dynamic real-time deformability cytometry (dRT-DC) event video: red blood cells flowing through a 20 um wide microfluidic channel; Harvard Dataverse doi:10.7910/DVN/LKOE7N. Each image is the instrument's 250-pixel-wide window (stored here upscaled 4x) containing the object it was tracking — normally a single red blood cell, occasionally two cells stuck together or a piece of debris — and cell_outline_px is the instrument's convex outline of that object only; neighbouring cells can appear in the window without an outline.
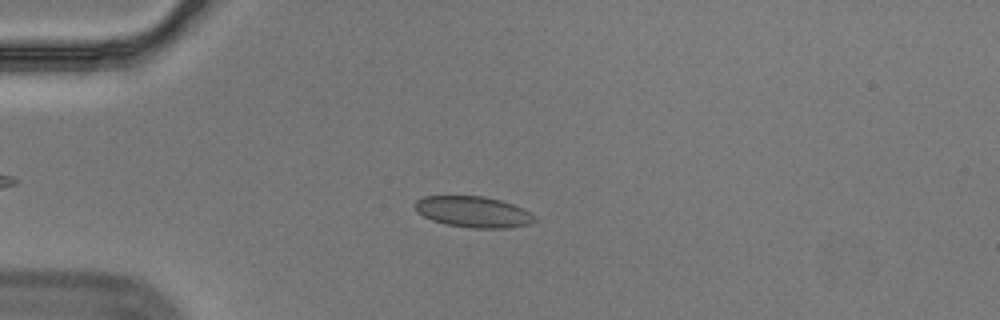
{"species": "Egyptian fruit bat (a non-hibernating species)", "species_latin": "Rousettus aegyptiacus", "temperature_condition": "cold", "stored_images_in_passage": 48, "camera_frame_rate_fps": 3000, "um_per_image_px": 0.085, "animal": {"sex": "male"}, "frame": {"image": 1, "passage_image": 11, "time_ms": 3.333, "image_size_px": [1000, 320], "cell_outline_px": [[536, 220], [532, 224], [508, 228], [472, 228], [448, 224], [432, 220], [416, 212], [412, 204], [416, 200], [424, 196], [484, 196], [500, 200], [524, 208], [532, 212], [536, 216]], "centroid_in_image_um": [40.25, 18.0], "position_along_channel_um": 44.8, "area_um2": 21.91}}
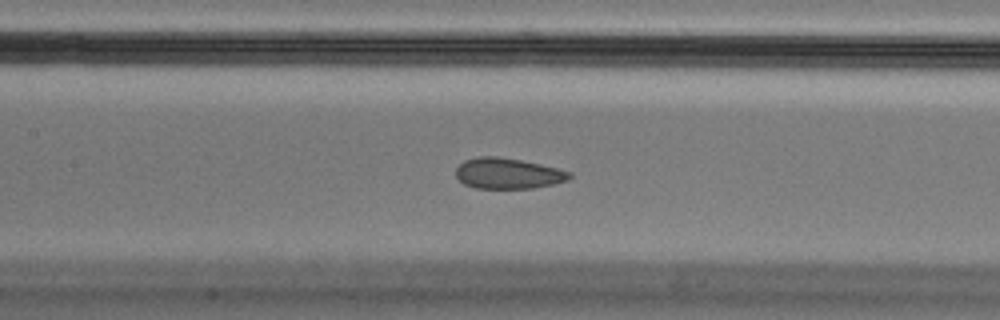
{"frame": {"image": 2, "passage_image": 23, "time_ms": 7.333, "image_size_px": [1000, 320], "cell_outline_px": [[572, 176], [568, 180], [552, 184], [532, 188], [476, 188], [464, 184], [456, 176], [456, 168], [464, 160], [476, 156], [500, 156], [540, 164], [572, 172]], "centroid_in_image_um": [43.16, 14.73], "position_along_channel_um": 164.2, "area_um2": 20.35}}
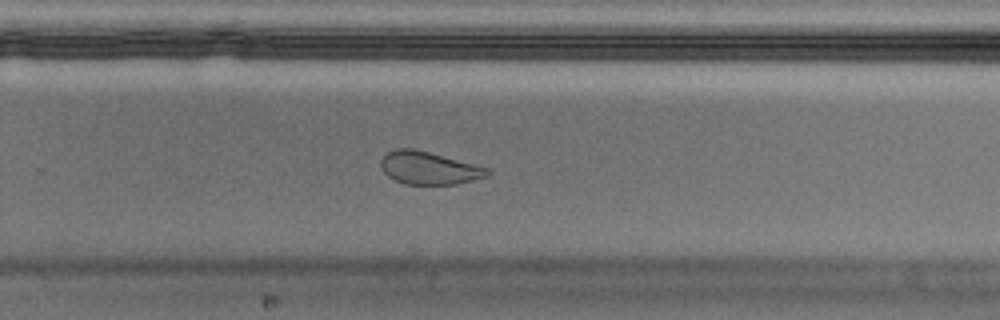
{"frame": {"image": 3, "passage_image": 34, "time_ms": 11.0, "image_size_px": [1000, 320], "cell_outline_px": [[492, 172], [488, 176], [456, 184], [404, 184], [388, 176], [380, 168], [380, 160], [388, 152], [396, 148], [412, 148], [428, 152], [488, 168]], "centroid_in_image_um": [36.43, 14.28], "position_along_channel_um": 293.4, "area_um2": 20.11}, "authors_computed_cell_mechanics": {"area_um2": 21.5883, "velocity_mm_per_s": 3.5328, "shape_relaxation_time_tau1_ms": null, "shape_relaxation_time_tau2_ms": 1.1869, "deformation_change_tau1": null, "deformation_change_tau2": 0.0565}}